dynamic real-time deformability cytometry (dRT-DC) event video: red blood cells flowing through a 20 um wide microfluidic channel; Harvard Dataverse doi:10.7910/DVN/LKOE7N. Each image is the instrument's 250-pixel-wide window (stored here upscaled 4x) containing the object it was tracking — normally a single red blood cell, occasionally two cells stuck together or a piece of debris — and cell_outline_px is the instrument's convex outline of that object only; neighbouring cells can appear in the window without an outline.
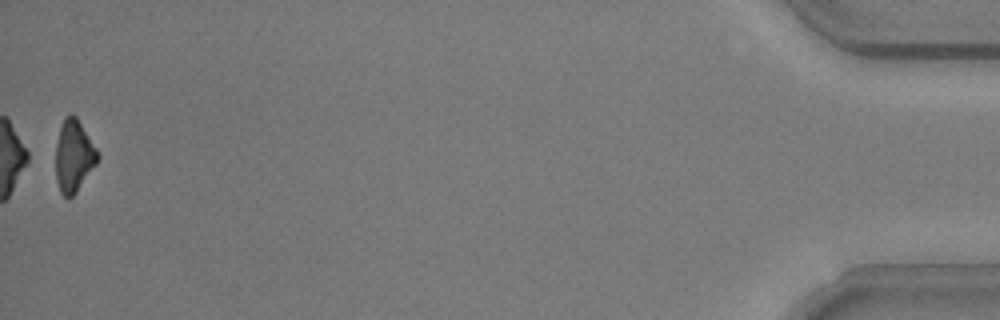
{"species": "common noctule bat (a hibernating species)", "species_latin": "Nyctalus noctula", "temperature_condition": "warm", "stored_images_in_passage": 38, "camera_frame_rate_fps": 3000, "um_per_image_px": 0.085, "animal": {"sex": "male", "body_mass_g": 20.5, "forearm_length_mm": 52.5}, "frame": {"image": 1, "passage_image": 38, "time_ms": 12.333, "image_size_px": [1000, 320], "cell_outline_px": [[100, 156], [96, 164], [76, 192], [68, 200], [60, 192], [56, 180], [56, 144], [60, 128], [64, 116], [76, 116], [96, 148]], "centroid_in_image_um": [6.26, 13.29], "position_along_channel_um": 428.9, "area_um2": 17.4}, "authors_computed_cell_mechanics": {"area_um2": 20.2011, "velocity_mm_per_s": 3.7476, "shape_relaxation_time_tau1_ms": 4.3084, "shape_relaxation_time_tau2_ms": null, "deformation_change_tau1": 0.1622, "deformation_change_tau2": null}}